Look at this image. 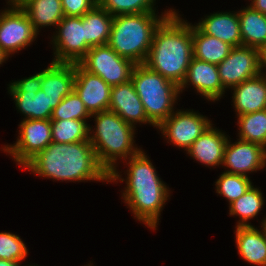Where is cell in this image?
<instances>
[{
  "label": "cell",
  "mask_w": 266,
  "mask_h": 266,
  "mask_svg": "<svg viewBox=\"0 0 266 266\" xmlns=\"http://www.w3.org/2000/svg\"><path fill=\"white\" fill-rule=\"evenodd\" d=\"M23 167L40 177L57 181H110L90 141L52 142Z\"/></svg>",
  "instance_id": "cell-1"
},
{
  "label": "cell",
  "mask_w": 266,
  "mask_h": 266,
  "mask_svg": "<svg viewBox=\"0 0 266 266\" xmlns=\"http://www.w3.org/2000/svg\"><path fill=\"white\" fill-rule=\"evenodd\" d=\"M192 58V25L172 11L156 28L144 64L180 86Z\"/></svg>",
  "instance_id": "cell-2"
},
{
  "label": "cell",
  "mask_w": 266,
  "mask_h": 266,
  "mask_svg": "<svg viewBox=\"0 0 266 266\" xmlns=\"http://www.w3.org/2000/svg\"><path fill=\"white\" fill-rule=\"evenodd\" d=\"M144 151L128 159V170L123 191V200L137 220L142 221L151 229L157 227L159 216L168 200V187L158 177L156 169Z\"/></svg>",
  "instance_id": "cell-3"
},
{
  "label": "cell",
  "mask_w": 266,
  "mask_h": 266,
  "mask_svg": "<svg viewBox=\"0 0 266 266\" xmlns=\"http://www.w3.org/2000/svg\"><path fill=\"white\" fill-rule=\"evenodd\" d=\"M95 119V132L89 127L91 142L97 161L110 175L109 182L124 181L116 169L119 159L125 160L138 154L141 149L133 144L135 128L112 111H103L91 115ZM93 132V134H92Z\"/></svg>",
  "instance_id": "cell-4"
},
{
  "label": "cell",
  "mask_w": 266,
  "mask_h": 266,
  "mask_svg": "<svg viewBox=\"0 0 266 266\" xmlns=\"http://www.w3.org/2000/svg\"><path fill=\"white\" fill-rule=\"evenodd\" d=\"M124 14L114 16L108 45L121 57L134 64H144L156 28L172 12Z\"/></svg>",
  "instance_id": "cell-5"
},
{
  "label": "cell",
  "mask_w": 266,
  "mask_h": 266,
  "mask_svg": "<svg viewBox=\"0 0 266 266\" xmlns=\"http://www.w3.org/2000/svg\"><path fill=\"white\" fill-rule=\"evenodd\" d=\"M131 81L148 119L156 127L174 112L173 107L180 94L176 83L150 70L145 64L135 65Z\"/></svg>",
  "instance_id": "cell-6"
},
{
  "label": "cell",
  "mask_w": 266,
  "mask_h": 266,
  "mask_svg": "<svg viewBox=\"0 0 266 266\" xmlns=\"http://www.w3.org/2000/svg\"><path fill=\"white\" fill-rule=\"evenodd\" d=\"M79 64L90 73L101 77L110 86L130 81L136 65L118 55L108 44L91 47Z\"/></svg>",
  "instance_id": "cell-7"
},
{
  "label": "cell",
  "mask_w": 266,
  "mask_h": 266,
  "mask_svg": "<svg viewBox=\"0 0 266 266\" xmlns=\"http://www.w3.org/2000/svg\"><path fill=\"white\" fill-rule=\"evenodd\" d=\"M8 9L0 13V49L9 57L25 49L37 37L30 18L14 0H8Z\"/></svg>",
  "instance_id": "cell-8"
},
{
  "label": "cell",
  "mask_w": 266,
  "mask_h": 266,
  "mask_svg": "<svg viewBox=\"0 0 266 266\" xmlns=\"http://www.w3.org/2000/svg\"><path fill=\"white\" fill-rule=\"evenodd\" d=\"M19 128L20 136L14 145H5L2 150L12 155L17 164L24 166L52 143L51 120L23 119Z\"/></svg>",
  "instance_id": "cell-9"
},
{
  "label": "cell",
  "mask_w": 266,
  "mask_h": 266,
  "mask_svg": "<svg viewBox=\"0 0 266 266\" xmlns=\"http://www.w3.org/2000/svg\"><path fill=\"white\" fill-rule=\"evenodd\" d=\"M56 34L53 35V62L79 63L91 48L85 42L83 17L64 16L58 23Z\"/></svg>",
  "instance_id": "cell-10"
},
{
  "label": "cell",
  "mask_w": 266,
  "mask_h": 266,
  "mask_svg": "<svg viewBox=\"0 0 266 266\" xmlns=\"http://www.w3.org/2000/svg\"><path fill=\"white\" fill-rule=\"evenodd\" d=\"M211 124L210 120L193 110H177L156 128L170 143L187 151Z\"/></svg>",
  "instance_id": "cell-11"
},
{
  "label": "cell",
  "mask_w": 266,
  "mask_h": 266,
  "mask_svg": "<svg viewBox=\"0 0 266 266\" xmlns=\"http://www.w3.org/2000/svg\"><path fill=\"white\" fill-rule=\"evenodd\" d=\"M217 67L225 90L263 73L259 66V50L243 45L233 47Z\"/></svg>",
  "instance_id": "cell-12"
},
{
  "label": "cell",
  "mask_w": 266,
  "mask_h": 266,
  "mask_svg": "<svg viewBox=\"0 0 266 266\" xmlns=\"http://www.w3.org/2000/svg\"><path fill=\"white\" fill-rule=\"evenodd\" d=\"M229 141L225 146L222 165L230 170L225 172L248 177V173L265 167L266 148L240 139L232 144Z\"/></svg>",
  "instance_id": "cell-13"
},
{
  "label": "cell",
  "mask_w": 266,
  "mask_h": 266,
  "mask_svg": "<svg viewBox=\"0 0 266 266\" xmlns=\"http://www.w3.org/2000/svg\"><path fill=\"white\" fill-rule=\"evenodd\" d=\"M111 88L101 77L75 64L74 90L91 115L109 110Z\"/></svg>",
  "instance_id": "cell-14"
},
{
  "label": "cell",
  "mask_w": 266,
  "mask_h": 266,
  "mask_svg": "<svg viewBox=\"0 0 266 266\" xmlns=\"http://www.w3.org/2000/svg\"><path fill=\"white\" fill-rule=\"evenodd\" d=\"M193 85L197 93H200L209 101L221 99L225 92L220 81L218 67L215 64L192 58L187 69L186 77L179 86V92H182L187 85Z\"/></svg>",
  "instance_id": "cell-15"
},
{
  "label": "cell",
  "mask_w": 266,
  "mask_h": 266,
  "mask_svg": "<svg viewBox=\"0 0 266 266\" xmlns=\"http://www.w3.org/2000/svg\"><path fill=\"white\" fill-rule=\"evenodd\" d=\"M109 111L118 114L125 122L135 127L136 123H149L156 127L147 117L142 101L130 80L124 84L112 86Z\"/></svg>",
  "instance_id": "cell-16"
},
{
  "label": "cell",
  "mask_w": 266,
  "mask_h": 266,
  "mask_svg": "<svg viewBox=\"0 0 266 266\" xmlns=\"http://www.w3.org/2000/svg\"><path fill=\"white\" fill-rule=\"evenodd\" d=\"M75 64L53 62L42 71L41 90L54 109L74 90Z\"/></svg>",
  "instance_id": "cell-17"
},
{
  "label": "cell",
  "mask_w": 266,
  "mask_h": 266,
  "mask_svg": "<svg viewBox=\"0 0 266 266\" xmlns=\"http://www.w3.org/2000/svg\"><path fill=\"white\" fill-rule=\"evenodd\" d=\"M237 116L266 109V75L260 73L233 87Z\"/></svg>",
  "instance_id": "cell-18"
},
{
  "label": "cell",
  "mask_w": 266,
  "mask_h": 266,
  "mask_svg": "<svg viewBox=\"0 0 266 266\" xmlns=\"http://www.w3.org/2000/svg\"><path fill=\"white\" fill-rule=\"evenodd\" d=\"M212 125L193 142L187 154L206 166L216 167L222 165L228 137Z\"/></svg>",
  "instance_id": "cell-19"
},
{
  "label": "cell",
  "mask_w": 266,
  "mask_h": 266,
  "mask_svg": "<svg viewBox=\"0 0 266 266\" xmlns=\"http://www.w3.org/2000/svg\"><path fill=\"white\" fill-rule=\"evenodd\" d=\"M201 32L216 37L232 47L242 46L238 12H217L195 25Z\"/></svg>",
  "instance_id": "cell-20"
},
{
  "label": "cell",
  "mask_w": 266,
  "mask_h": 266,
  "mask_svg": "<svg viewBox=\"0 0 266 266\" xmlns=\"http://www.w3.org/2000/svg\"><path fill=\"white\" fill-rule=\"evenodd\" d=\"M235 234L237 249L244 261L266 266V237L263 230L259 231L254 226H236Z\"/></svg>",
  "instance_id": "cell-21"
},
{
  "label": "cell",
  "mask_w": 266,
  "mask_h": 266,
  "mask_svg": "<svg viewBox=\"0 0 266 266\" xmlns=\"http://www.w3.org/2000/svg\"><path fill=\"white\" fill-rule=\"evenodd\" d=\"M30 18L35 31L56 26L64 17L61 0H14Z\"/></svg>",
  "instance_id": "cell-22"
},
{
  "label": "cell",
  "mask_w": 266,
  "mask_h": 266,
  "mask_svg": "<svg viewBox=\"0 0 266 266\" xmlns=\"http://www.w3.org/2000/svg\"><path fill=\"white\" fill-rule=\"evenodd\" d=\"M82 17L85 42L90 47L107 45L114 17L99 4Z\"/></svg>",
  "instance_id": "cell-23"
},
{
  "label": "cell",
  "mask_w": 266,
  "mask_h": 266,
  "mask_svg": "<svg viewBox=\"0 0 266 266\" xmlns=\"http://www.w3.org/2000/svg\"><path fill=\"white\" fill-rule=\"evenodd\" d=\"M242 45L255 49L266 43V15L251 6L238 11Z\"/></svg>",
  "instance_id": "cell-24"
},
{
  "label": "cell",
  "mask_w": 266,
  "mask_h": 266,
  "mask_svg": "<svg viewBox=\"0 0 266 266\" xmlns=\"http://www.w3.org/2000/svg\"><path fill=\"white\" fill-rule=\"evenodd\" d=\"M193 57L218 65L232 50V46L201 32L195 25H192Z\"/></svg>",
  "instance_id": "cell-25"
},
{
  "label": "cell",
  "mask_w": 266,
  "mask_h": 266,
  "mask_svg": "<svg viewBox=\"0 0 266 266\" xmlns=\"http://www.w3.org/2000/svg\"><path fill=\"white\" fill-rule=\"evenodd\" d=\"M8 92L11 94L15 101V105L19 112L25 118L23 119H50L53 109L49 104V99L42 90L27 91V92H14L8 87Z\"/></svg>",
  "instance_id": "cell-26"
},
{
  "label": "cell",
  "mask_w": 266,
  "mask_h": 266,
  "mask_svg": "<svg viewBox=\"0 0 266 266\" xmlns=\"http://www.w3.org/2000/svg\"><path fill=\"white\" fill-rule=\"evenodd\" d=\"M259 188L252 185L241 197L229 204V215L241 218L237 227L253 226L248 220L254 218L262 210L264 197Z\"/></svg>",
  "instance_id": "cell-27"
},
{
  "label": "cell",
  "mask_w": 266,
  "mask_h": 266,
  "mask_svg": "<svg viewBox=\"0 0 266 266\" xmlns=\"http://www.w3.org/2000/svg\"><path fill=\"white\" fill-rule=\"evenodd\" d=\"M238 117L239 139L266 148V109Z\"/></svg>",
  "instance_id": "cell-28"
},
{
  "label": "cell",
  "mask_w": 266,
  "mask_h": 266,
  "mask_svg": "<svg viewBox=\"0 0 266 266\" xmlns=\"http://www.w3.org/2000/svg\"><path fill=\"white\" fill-rule=\"evenodd\" d=\"M89 127L86 120H51L52 142L68 144L89 141Z\"/></svg>",
  "instance_id": "cell-29"
},
{
  "label": "cell",
  "mask_w": 266,
  "mask_h": 266,
  "mask_svg": "<svg viewBox=\"0 0 266 266\" xmlns=\"http://www.w3.org/2000/svg\"><path fill=\"white\" fill-rule=\"evenodd\" d=\"M216 193L224 196L229 204L241 197L251 186L249 177L223 172L215 182Z\"/></svg>",
  "instance_id": "cell-30"
},
{
  "label": "cell",
  "mask_w": 266,
  "mask_h": 266,
  "mask_svg": "<svg viewBox=\"0 0 266 266\" xmlns=\"http://www.w3.org/2000/svg\"><path fill=\"white\" fill-rule=\"evenodd\" d=\"M88 118H91V114L79 95L73 90L53 109L50 120H88Z\"/></svg>",
  "instance_id": "cell-31"
},
{
  "label": "cell",
  "mask_w": 266,
  "mask_h": 266,
  "mask_svg": "<svg viewBox=\"0 0 266 266\" xmlns=\"http://www.w3.org/2000/svg\"><path fill=\"white\" fill-rule=\"evenodd\" d=\"M156 0H98V4L113 17L124 14L155 13Z\"/></svg>",
  "instance_id": "cell-32"
},
{
  "label": "cell",
  "mask_w": 266,
  "mask_h": 266,
  "mask_svg": "<svg viewBox=\"0 0 266 266\" xmlns=\"http://www.w3.org/2000/svg\"><path fill=\"white\" fill-rule=\"evenodd\" d=\"M27 254L26 245L18 235L0 232V259L21 263Z\"/></svg>",
  "instance_id": "cell-33"
},
{
  "label": "cell",
  "mask_w": 266,
  "mask_h": 266,
  "mask_svg": "<svg viewBox=\"0 0 266 266\" xmlns=\"http://www.w3.org/2000/svg\"><path fill=\"white\" fill-rule=\"evenodd\" d=\"M64 16L82 17L92 10L98 0H61Z\"/></svg>",
  "instance_id": "cell-34"
},
{
  "label": "cell",
  "mask_w": 266,
  "mask_h": 266,
  "mask_svg": "<svg viewBox=\"0 0 266 266\" xmlns=\"http://www.w3.org/2000/svg\"><path fill=\"white\" fill-rule=\"evenodd\" d=\"M41 82H42V71L36 73L31 77L14 81L13 83L9 84V87L14 92H27V91L38 92L39 90H41Z\"/></svg>",
  "instance_id": "cell-35"
},
{
  "label": "cell",
  "mask_w": 266,
  "mask_h": 266,
  "mask_svg": "<svg viewBox=\"0 0 266 266\" xmlns=\"http://www.w3.org/2000/svg\"><path fill=\"white\" fill-rule=\"evenodd\" d=\"M250 6L254 10L266 15V0H251Z\"/></svg>",
  "instance_id": "cell-36"
},
{
  "label": "cell",
  "mask_w": 266,
  "mask_h": 266,
  "mask_svg": "<svg viewBox=\"0 0 266 266\" xmlns=\"http://www.w3.org/2000/svg\"><path fill=\"white\" fill-rule=\"evenodd\" d=\"M259 50V66L260 70L266 67V43Z\"/></svg>",
  "instance_id": "cell-37"
},
{
  "label": "cell",
  "mask_w": 266,
  "mask_h": 266,
  "mask_svg": "<svg viewBox=\"0 0 266 266\" xmlns=\"http://www.w3.org/2000/svg\"><path fill=\"white\" fill-rule=\"evenodd\" d=\"M20 262L0 259V266H21Z\"/></svg>",
  "instance_id": "cell-38"
},
{
  "label": "cell",
  "mask_w": 266,
  "mask_h": 266,
  "mask_svg": "<svg viewBox=\"0 0 266 266\" xmlns=\"http://www.w3.org/2000/svg\"><path fill=\"white\" fill-rule=\"evenodd\" d=\"M8 56L0 49V64L6 61Z\"/></svg>",
  "instance_id": "cell-39"
},
{
  "label": "cell",
  "mask_w": 266,
  "mask_h": 266,
  "mask_svg": "<svg viewBox=\"0 0 266 266\" xmlns=\"http://www.w3.org/2000/svg\"><path fill=\"white\" fill-rule=\"evenodd\" d=\"M262 227H263V232H264V234H265V237H266V218H265V220H263L262 222Z\"/></svg>",
  "instance_id": "cell-40"
}]
</instances>
